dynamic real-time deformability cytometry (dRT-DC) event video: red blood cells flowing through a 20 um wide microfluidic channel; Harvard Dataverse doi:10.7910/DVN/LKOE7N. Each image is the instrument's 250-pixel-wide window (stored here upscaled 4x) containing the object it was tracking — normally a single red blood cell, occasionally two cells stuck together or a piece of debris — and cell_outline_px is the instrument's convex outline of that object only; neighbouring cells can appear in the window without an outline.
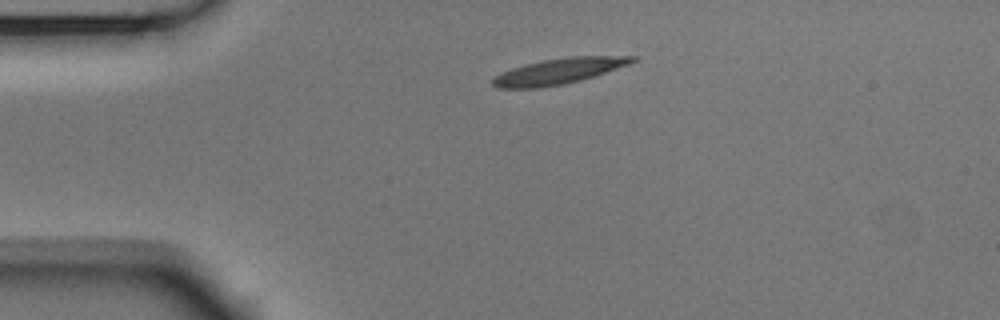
{"species": "Egyptian fruit bat (a non-hibernating species)", "species_latin": "Rousettus aegyptiacus", "temperature_condition": "room temperature", "stored_images_in_passage": 43, "camera_frame_rate_fps": 3000, "um_per_image_px": 0.085, "animal": {"sex": "male"}, "frame": {"image": 1, "passage_image": 1, "time_ms": 0.0, "image_size_px": [1000, 320], "cell_outline_px": [[636, 60], [628, 64], [580, 80], [564, 84], [540, 88], [496, 88], [492, 84], [492, 76], [500, 72], [524, 64], [544, 60], [568, 56], [636, 56]], "centroid_in_image_um": [47.4, 6.05], "position_along_channel_um": 37.6, "area_um2": 20.81}}
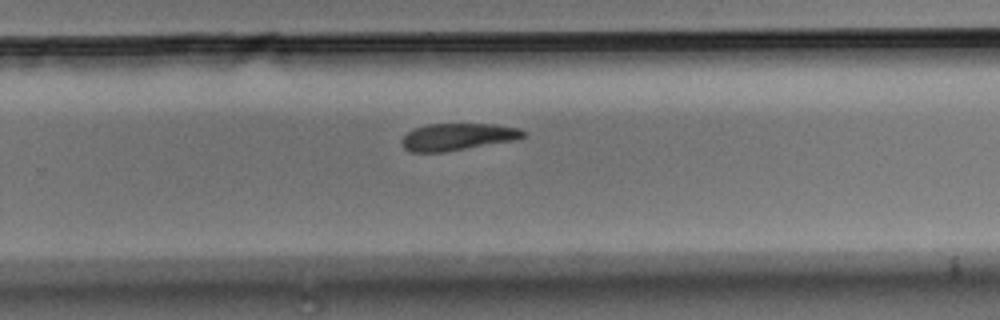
{"frame": {"image": 2, "passage_image": 24, "time_ms": 7.667, "image_size_px": [1000, 320], "cell_outline_px": [[528, 132], [524, 136], [516, 140], [444, 152], [412, 152], [404, 148], [400, 144], [400, 140], [408, 132], [416, 128], [428, 124], [492, 124], [520, 128]], "centroid_in_image_um": [38.91, 11.63], "position_along_channel_um": 290.9, "area_um2": 19.19}}
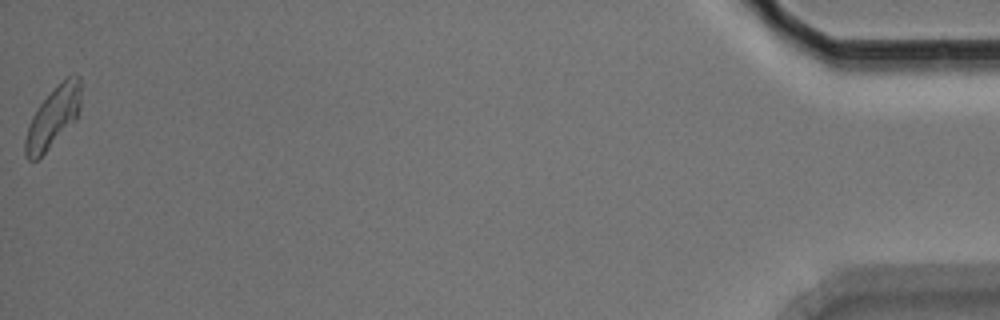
{"frame": {"image": 3, "passage_image": 43, "time_ms": 14.0, "image_size_px": [1000, 320], "cell_outline_px": [[80, 108], [76, 120], [36, 160], [28, 160], [24, 156], [24, 140], [32, 116], [40, 104], [68, 76], [80, 76]], "centroid_in_image_um": [4.5, 10.01], "position_along_channel_um": 430.7, "area_um2": 19.02}, "authors_computed_cell_mechanics": {"area_um2": 20.1722, "velocity_mm_per_s": 3.7294, "shape_relaxation_time_tau1_ms": 8.7702, "shape_relaxation_time_tau2_ms": 6.7827, "deformation_change_tau1": 0.1999, "deformation_change_tau2": 0.149}}